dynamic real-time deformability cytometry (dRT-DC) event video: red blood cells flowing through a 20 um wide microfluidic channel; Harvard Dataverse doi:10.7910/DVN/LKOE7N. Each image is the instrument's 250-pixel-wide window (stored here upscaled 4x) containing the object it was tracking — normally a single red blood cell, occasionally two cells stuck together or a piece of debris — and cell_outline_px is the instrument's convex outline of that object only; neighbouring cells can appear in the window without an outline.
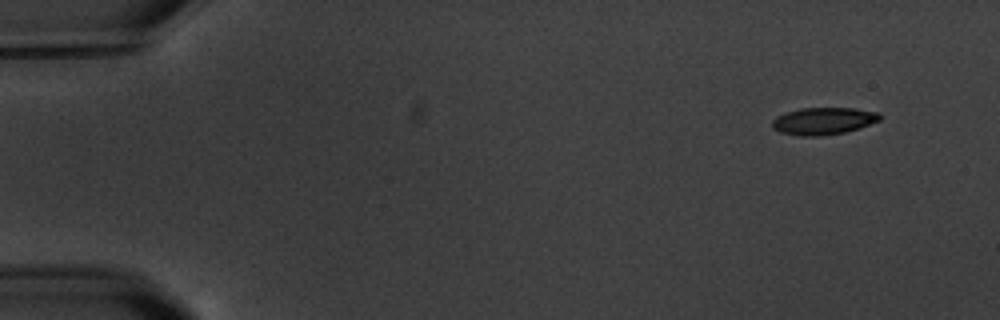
{"species": "common noctule bat (a hibernating species)", "species_latin": "Nyctalus noctula", "temperature_condition": "warm", "stored_images_in_passage": 5, "segment_of_instrument_passage": [1, 2], "camera_frame_rate_fps": 3000, "um_per_image_px": 0.085, "animal": {"sex": "male", "body_mass_g": 20.1, "forearm_length_mm": 53.5}, "frame": {"image": 1, "passage_image": 1, "time_ms": 0.0, "image_size_px": [1000, 320], "cell_outline_px": [[880, 120], [844, 132], [820, 136], [800, 136], [780, 132], [772, 128], [772, 120], [776, 116], [800, 108], [856, 108], [880, 112]], "centroid_in_image_um": [69.96, 10.28], "position_along_channel_um": 15.0, "area_um2": 16.94}}
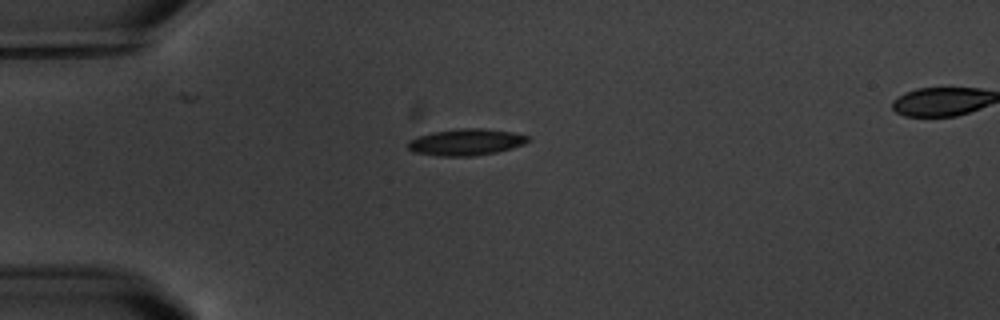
{"frame": {"image": 2, "passage_image": 4, "time_ms": 3.667, "image_size_px": [1000, 320], "cell_outline_px": [[528, 140], [524, 144], [512, 148], [496, 152], [472, 156], [440, 156], [412, 152], [408, 148], [408, 140], [416, 136], [432, 132], [460, 128], [484, 128], [512, 132], [528, 136]], "centroid_in_image_um": [39.57, 12.07], "position_along_channel_um": 45.4, "area_um2": 18.61}}